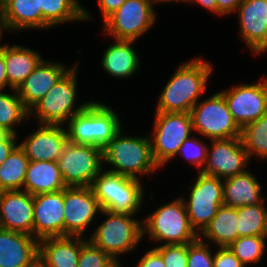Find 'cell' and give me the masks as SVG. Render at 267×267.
Listing matches in <instances>:
<instances>
[{
	"instance_id": "cell-1",
	"label": "cell",
	"mask_w": 267,
	"mask_h": 267,
	"mask_svg": "<svg viewBox=\"0 0 267 267\" xmlns=\"http://www.w3.org/2000/svg\"><path fill=\"white\" fill-rule=\"evenodd\" d=\"M213 63L202 56L184 61L161 89L155 112L190 113L193 106L207 92L213 74Z\"/></svg>"
},
{
	"instance_id": "cell-2",
	"label": "cell",
	"mask_w": 267,
	"mask_h": 267,
	"mask_svg": "<svg viewBox=\"0 0 267 267\" xmlns=\"http://www.w3.org/2000/svg\"><path fill=\"white\" fill-rule=\"evenodd\" d=\"M123 131L103 149V169L138 180L156 174L160 168L153 159L149 134L129 135Z\"/></svg>"
},
{
	"instance_id": "cell-3",
	"label": "cell",
	"mask_w": 267,
	"mask_h": 267,
	"mask_svg": "<svg viewBox=\"0 0 267 267\" xmlns=\"http://www.w3.org/2000/svg\"><path fill=\"white\" fill-rule=\"evenodd\" d=\"M111 107L104 101L92 100L64 125L68 141L104 149L124 128L118 113Z\"/></svg>"
},
{
	"instance_id": "cell-4",
	"label": "cell",
	"mask_w": 267,
	"mask_h": 267,
	"mask_svg": "<svg viewBox=\"0 0 267 267\" xmlns=\"http://www.w3.org/2000/svg\"><path fill=\"white\" fill-rule=\"evenodd\" d=\"M143 240L149 237L157 246L189 244L199 235L192 228L185 203L181 196L165 202L142 218ZM147 236V237H146Z\"/></svg>"
},
{
	"instance_id": "cell-5",
	"label": "cell",
	"mask_w": 267,
	"mask_h": 267,
	"mask_svg": "<svg viewBox=\"0 0 267 267\" xmlns=\"http://www.w3.org/2000/svg\"><path fill=\"white\" fill-rule=\"evenodd\" d=\"M104 215V217H103ZM103 221L91 232L88 239L109 254L121 266V254H132L143 242L142 217L101 210Z\"/></svg>"
},
{
	"instance_id": "cell-6",
	"label": "cell",
	"mask_w": 267,
	"mask_h": 267,
	"mask_svg": "<svg viewBox=\"0 0 267 267\" xmlns=\"http://www.w3.org/2000/svg\"><path fill=\"white\" fill-rule=\"evenodd\" d=\"M79 64L80 60L29 110V119L34 117L38 124L65 125L88 106L93 99L77 105Z\"/></svg>"
},
{
	"instance_id": "cell-7",
	"label": "cell",
	"mask_w": 267,
	"mask_h": 267,
	"mask_svg": "<svg viewBox=\"0 0 267 267\" xmlns=\"http://www.w3.org/2000/svg\"><path fill=\"white\" fill-rule=\"evenodd\" d=\"M151 140L152 155L160 169L167 163L176 159V155L185 139L193 132L192 117L190 113L154 112Z\"/></svg>"
},
{
	"instance_id": "cell-8",
	"label": "cell",
	"mask_w": 267,
	"mask_h": 267,
	"mask_svg": "<svg viewBox=\"0 0 267 267\" xmlns=\"http://www.w3.org/2000/svg\"><path fill=\"white\" fill-rule=\"evenodd\" d=\"M155 0H126L104 21L102 31L111 39L139 41L158 19Z\"/></svg>"
},
{
	"instance_id": "cell-9",
	"label": "cell",
	"mask_w": 267,
	"mask_h": 267,
	"mask_svg": "<svg viewBox=\"0 0 267 267\" xmlns=\"http://www.w3.org/2000/svg\"><path fill=\"white\" fill-rule=\"evenodd\" d=\"M193 132L207 140L240 137L241 128L234 121L224 96L218 92L201 99L191 109Z\"/></svg>"
},
{
	"instance_id": "cell-10",
	"label": "cell",
	"mask_w": 267,
	"mask_h": 267,
	"mask_svg": "<svg viewBox=\"0 0 267 267\" xmlns=\"http://www.w3.org/2000/svg\"><path fill=\"white\" fill-rule=\"evenodd\" d=\"M188 197L182 194L192 228L199 235L223 205V179L198 172Z\"/></svg>"
},
{
	"instance_id": "cell-11",
	"label": "cell",
	"mask_w": 267,
	"mask_h": 267,
	"mask_svg": "<svg viewBox=\"0 0 267 267\" xmlns=\"http://www.w3.org/2000/svg\"><path fill=\"white\" fill-rule=\"evenodd\" d=\"M56 163L66 187L91 186L103 170V149L68 141Z\"/></svg>"
},
{
	"instance_id": "cell-12",
	"label": "cell",
	"mask_w": 267,
	"mask_h": 267,
	"mask_svg": "<svg viewBox=\"0 0 267 267\" xmlns=\"http://www.w3.org/2000/svg\"><path fill=\"white\" fill-rule=\"evenodd\" d=\"M234 121L242 128L267 114V75L258 82L236 84L220 91Z\"/></svg>"
},
{
	"instance_id": "cell-13",
	"label": "cell",
	"mask_w": 267,
	"mask_h": 267,
	"mask_svg": "<svg viewBox=\"0 0 267 267\" xmlns=\"http://www.w3.org/2000/svg\"><path fill=\"white\" fill-rule=\"evenodd\" d=\"M101 207L91 186L64 189V236L86 237L85 232L96 218Z\"/></svg>"
},
{
	"instance_id": "cell-14",
	"label": "cell",
	"mask_w": 267,
	"mask_h": 267,
	"mask_svg": "<svg viewBox=\"0 0 267 267\" xmlns=\"http://www.w3.org/2000/svg\"><path fill=\"white\" fill-rule=\"evenodd\" d=\"M209 141L207 160L202 174L226 179L248 170L251 160L240 137Z\"/></svg>"
},
{
	"instance_id": "cell-15",
	"label": "cell",
	"mask_w": 267,
	"mask_h": 267,
	"mask_svg": "<svg viewBox=\"0 0 267 267\" xmlns=\"http://www.w3.org/2000/svg\"><path fill=\"white\" fill-rule=\"evenodd\" d=\"M237 14L239 36L254 55L267 53V0H243Z\"/></svg>"
},
{
	"instance_id": "cell-16",
	"label": "cell",
	"mask_w": 267,
	"mask_h": 267,
	"mask_svg": "<svg viewBox=\"0 0 267 267\" xmlns=\"http://www.w3.org/2000/svg\"><path fill=\"white\" fill-rule=\"evenodd\" d=\"M33 236L64 237V190L33 196Z\"/></svg>"
},
{
	"instance_id": "cell-17",
	"label": "cell",
	"mask_w": 267,
	"mask_h": 267,
	"mask_svg": "<svg viewBox=\"0 0 267 267\" xmlns=\"http://www.w3.org/2000/svg\"><path fill=\"white\" fill-rule=\"evenodd\" d=\"M37 129L18 142L30 161L57 162L68 142L64 125L37 124Z\"/></svg>"
},
{
	"instance_id": "cell-18",
	"label": "cell",
	"mask_w": 267,
	"mask_h": 267,
	"mask_svg": "<svg viewBox=\"0 0 267 267\" xmlns=\"http://www.w3.org/2000/svg\"><path fill=\"white\" fill-rule=\"evenodd\" d=\"M73 66L43 58L16 89L24 106L30 110Z\"/></svg>"
},
{
	"instance_id": "cell-19",
	"label": "cell",
	"mask_w": 267,
	"mask_h": 267,
	"mask_svg": "<svg viewBox=\"0 0 267 267\" xmlns=\"http://www.w3.org/2000/svg\"><path fill=\"white\" fill-rule=\"evenodd\" d=\"M33 196L23 190L0 192V228L33 236Z\"/></svg>"
},
{
	"instance_id": "cell-20",
	"label": "cell",
	"mask_w": 267,
	"mask_h": 267,
	"mask_svg": "<svg viewBox=\"0 0 267 267\" xmlns=\"http://www.w3.org/2000/svg\"><path fill=\"white\" fill-rule=\"evenodd\" d=\"M38 254L34 236L0 228V267H29Z\"/></svg>"
},
{
	"instance_id": "cell-21",
	"label": "cell",
	"mask_w": 267,
	"mask_h": 267,
	"mask_svg": "<svg viewBox=\"0 0 267 267\" xmlns=\"http://www.w3.org/2000/svg\"><path fill=\"white\" fill-rule=\"evenodd\" d=\"M105 48L101 58V66L106 74L119 80L128 79L136 75L141 67V59L133 47L136 41L114 39Z\"/></svg>"
},
{
	"instance_id": "cell-22",
	"label": "cell",
	"mask_w": 267,
	"mask_h": 267,
	"mask_svg": "<svg viewBox=\"0 0 267 267\" xmlns=\"http://www.w3.org/2000/svg\"><path fill=\"white\" fill-rule=\"evenodd\" d=\"M258 177L251 170L223 179V205L238 208L242 206L257 205L266 199L263 186Z\"/></svg>"
},
{
	"instance_id": "cell-23",
	"label": "cell",
	"mask_w": 267,
	"mask_h": 267,
	"mask_svg": "<svg viewBox=\"0 0 267 267\" xmlns=\"http://www.w3.org/2000/svg\"><path fill=\"white\" fill-rule=\"evenodd\" d=\"M88 237L64 236L39 240L38 256L48 267H77L80 250Z\"/></svg>"
},
{
	"instance_id": "cell-24",
	"label": "cell",
	"mask_w": 267,
	"mask_h": 267,
	"mask_svg": "<svg viewBox=\"0 0 267 267\" xmlns=\"http://www.w3.org/2000/svg\"><path fill=\"white\" fill-rule=\"evenodd\" d=\"M38 9L42 11L43 31L62 24L93 20L91 12L80 0H38Z\"/></svg>"
},
{
	"instance_id": "cell-25",
	"label": "cell",
	"mask_w": 267,
	"mask_h": 267,
	"mask_svg": "<svg viewBox=\"0 0 267 267\" xmlns=\"http://www.w3.org/2000/svg\"><path fill=\"white\" fill-rule=\"evenodd\" d=\"M0 14L11 33L42 30V11L38 9V0H1Z\"/></svg>"
},
{
	"instance_id": "cell-26",
	"label": "cell",
	"mask_w": 267,
	"mask_h": 267,
	"mask_svg": "<svg viewBox=\"0 0 267 267\" xmlns=\"http://www.w3.org/2000/svg\"><path fill=\"white\" fill-rule=\"evenodd\" d=\"M42 54L23 45H10L4 48V61L8 80V89L18 86L32 73L43 59Z\"/></svg>"
},
{
	"instance_id": "cell-27",
	"label": "cell",
	"mask_w": 267,
	"mask_h": 267,
	"mask_svg": "<svg viewBox=\"0 0 267 267\" xmlns=\"http://www.w3.org/2000/svg\"><path fill=\"white\" fill-rule=\"evenodd\" d=\"M238 208L221 205L216 215L199 234V239L217 247H228L238 234Z\"/></svg>"
},
{
	"instance_id": "cell-28",
	"label": "cell",
	"mask_w": 267,
	"mask_h": 267,
	"mask_svg": "<svg viewBox=\"0 0 267 267\" xmlns=\"http://www.w3.org/2000/svg\"><path fill=\"white\" fill-rule=\"evenodd\" d=\"M66 188L57 163L53 161H30L23 185V191L32 196L61 191Z\"/></svg>"
},
{
	"instance_id": "cell-29",
	"label": "cell",
	"mask_w": 267,
	"mask_h": 267,
	"mask_svg": "<svg viewBox=\"0 0 267 267\" xmlns=\"http://www.w3.org/2000/svg\"><path fill=\"white\" fill-rule=\"evenodd\" d=\"M144 180L117 174L116 201L107 211L127 215H139L146 201ZM143 182V183H142Z\"/></svg>"
},
{
	"instance_id": "cell-30",
	"label": "cell",
	"mask_w": 267,
	"mask_h": 267,
	"mask_svg": "<svg viewBox=\"0 0 267 267\" xmlns=\"http://www.w3.org/2000/svg\"><path fill=\"white\" fill-rule=\"evenodd\" d=\"M27 120L29 110L24 106L16 89L0 90V133L17 135V127H22Z\"/></svg>"
},
{
	"instance_id": "cell-31",
	"label": "cell",
	"mask_w": 267,
	"mask_h": 267,
	"mask_svg": "<svg viewBox=\"0 0 267 267\" xmlns=\"http://www.w3.org/2000/svg\"><path fill=\"white\" fill-rule=\"evenodd\" d=\"M29 162L27 155L18 144L0 165V192L23 190Z\"/></svg>"
},
{
	"instance_id": "cell-32",
	"label": "cell",
	"mask_w": 267,
	"mask_h": 267,
	"mask_svg": "<svg viewBox=\"0 0 267 267\" xmlns=\"http://www.w3.org/2000/svg\"><path fill=\"white\" fill-rule=\"evenodd\" d=\"M240 139L251 162L253 157L267 161V114L243 126Z\"/></svg>"
},
{
	"instance_id": "cell-33",
	"label": "cell",
	"mask_w": 267,
	"mask_h": 267,
	"mask_svg": "<svg viewBox=\"0 0 267 267\" xmlns=\"http://www.w3.org/2000/svg\"><path fill=\"white\" fill-rule=\"evenodd\" d=\"M261 204L238 207V234L244 236H267V206Z\"/></svg>"
},
{
	"instance_id": "cell-34",
	"label": "cell",
	"mask_w": 267,
	"mask_h": 267,
	"mask_svg": "<svg viewBox=\"0 0 267 267\" xmlns=\"http://www.w3.org/2000/svg\"><path fill=\"white\" fill-rule=\"evenodd\" d=\"M266 241L267 236H244L236 239L228 248L246 267H253L262 262Z\"/></svg>"
},
{
	"instance_id": "cell-35",
	"label": "cell",
	"mask_w": 267,
	"mask_h": 267,
	"mask_svg": "<svg viewBox=\"0 0 267 267\" xmlns=\"http://www.w3.org/2000/svg\"><path fill=\"white\" fill-rule=\"evenodd\" d=\"M91 188L102 210H107L115 201L117 174L103 169L94 179Z\"/></svg>"
},
{
	"instance_id": "cell-36",
	"label": "cell",
	"mask_w": 267,
	"mask_h": 267,
	"mask_svg": "<svg viewBox=\"0 0 267 267\" xmlns=\"http://www.w3.org/2000/svg\"><path fill=\"white\" fill-rule=\"evenodd\" d=\"M197 136L193 134L185 139L176 157H182L188 162L187 164L196 168V172H201L207 160L208 143L206 144L207 140L204 141Z\"/></svg>"
},
{
	"instance_id": "cell-37",
	"label": "cell",
	"mask_w": 267,
	"mask_h": 267,
	"mask_svg": "<svg viewBox=\"0 0 267 267\" xmlns=\"http://www.w3.org/2000/svg\"><path fill=\"white\" fill-rule=\"evenodd\" d=\"M77 267H122L109 254L94 245L89 239L83 244Z\"/></svg>"
},
{
	"instance_id": "cell-38",
	"label": "cell",
	"mask_w": 267,
	"mask_h": 267,
	"mask_svg": "<svg viewBox=\"0 0 267 267\" xmlns=\"http://www.w3.org/2000/svg\"><path fill=\"white\" fill-rule=\"evenodd\" d=\"M199 238L188 244L187 267H213L214 252L216 248Z\"/></svg>"
},
{
	"instance_id": "cell-39",
	"label": "cell",
	"mask_w": 267,
	"mask_h": 267,
	"mask_svg": "<svg viewBox=\"0 0 267 267\" xmlns=\"http://www.w3.org/2000/svg\"><path fill=\"white\" fill-rule=\"evenodd\" d=\"M162 256L165 267H187L188 244L153 246Z\"/></svg>"
},
{
	"instance_id": "cell-40",
	"label": "cell",
	"mask_w": 267,
	"mask_h": 267,
	"mask_svg": "<svg viewBox=\"0 0 267 267\" xmlns=\"http://www.w3.org/2000/svg\"><path fill=\"white\" fill-rule=\"evenodd\" d=\"M216 249L213 267H246L228 247H218Z\"/></svg>"
},
{
	"instance_id": "cell-41",
	"label": "cell",
	"mask_w": 267,
	"mask_h": 267,
	"mask_svg": "<svg viewBox=\"0 0 267 267\" xmlns=\"http://www.w3.org/2000/svg\"><path fill=\"white\" fill-rule=\"evenodd\" d=\"M18 137L12 133H0V165L18 145Z\"/></svg>"
},
{
	"instance_id": "cell-42",
	"label": "cell",
	"mask_w": 267,
	"mask_h": 267,
	"mask_svg": "<svg viewBox=\"0 0 267 267\" xmlns=\"http://www.w3.org/2000/svg\"><path fill=\"white\" fill-rule=\"evenodd\" d=\"M139 258L136 267H165L161 254L154 247L149 248Z\"/></svg>"
},
{
	"instance_id": "cell-43",
	"label": "cell",
	"mask_w": 267,
	"mask_h": 267,
	"mask_svg": "<svg viewBox=\"0 0 267 267\" xmlns=\"http://www.w3.org/2000/svg\"><path fill=\"white\" fill-rule=\"evenodd\" d=\"M126 0H97L101 13V19L104 21L114 11H116Z\"/></svg>"
},
{
	"instance_id": "cell-44",
	"label": "cell",
	"mask_w": 267,
	"mask_h": 267,
	"mask_svg": "<svg viewBox=\"0 0 267 267\" xmlns=\"http://www.w3.org/2000/svg\"><path fill=\"white\" fill-rule=\"evenodd\" d=\"M218 7V17L232 15L243 0H216Z\"/></svg>"
},
{
	"instance_id": "cell-45",
	"label": "cell",
	"mask_w": 267,
	"mask_h": 267,
	"mask_svg": "<svg viewBox=\"0 0 267 267\" xmlns=\"http://www.w3.org/2000/svg\"><path fill=\"white\" fill-rule=\"evenodd\" d=\"M195 3L199 7L204 8V10L209 11V13L215 14V16L218 17V7L216 0H188L186 4L192 5Z\"/></svg>"
},
{
	"instance_id": "cell-46",
	"label": "cell",
	"mask_w": 267,
	"mask_h": 267,
	"mask_svg": "<svg viewBox=\"0 0 267 267\" xmlns=\"http://www.w3.org/2000/svg\"><path fill=\"white\" fill-rule=\"evenodd\" d=\"M8 88V80L6 75V66L4 61V49L0 52V90H6Z\"/></svg>"
},
{
	"instance_id": "cell-47",
	"label": "cell",
	"mask_w": 267,
	"mask_h": 267,
	"mask_svg": "<svg viewBox=\"0 0 267 267\" xmlns=\"http://www.w3.org/2000/svg\"><path fill=\"white\" fill-rule=\"evenodd\" d=\"M6 31L10 32L9 28H8V25H7V22L4 20L3 16L0 14V52L3 51V49L8 45V44H5V43H1L2 39H3V33L6 34Z\"/></svg>"
},
{
	"instance_id": "cell-48",
	"label": "cell",
	"mask_w": 267,
	"mask_h": 267,
	"mask_svg": "<svg viewBox=\"0 0 267 267\" xmlns=\"http://www.w3.org/2000/svg\"><path fill=\"white\" fill-rule=\"evenodd\" d=\"M29 267H48V265L38 256Z\"/></svg>"
},
{
	"instance_id": "cell-49",
	"label": "cell",
	"mask_w": 267,
	"mask_h": 267,
	"mask_svg": "<svg viewBox=\"0 0 267 267\" xmlns=\"http://www.w3.org/2000/svg\"><path fill=\"white\" fill-rule=\"evenodd\" d=\"M187 1H188V0H155L156 4H163V5H164V4L167 5L168 3H171V2H172V3H179V4H180V2H181V3H183V4H184V3L186 4Z\"/></svg>"
}]
</instances>
